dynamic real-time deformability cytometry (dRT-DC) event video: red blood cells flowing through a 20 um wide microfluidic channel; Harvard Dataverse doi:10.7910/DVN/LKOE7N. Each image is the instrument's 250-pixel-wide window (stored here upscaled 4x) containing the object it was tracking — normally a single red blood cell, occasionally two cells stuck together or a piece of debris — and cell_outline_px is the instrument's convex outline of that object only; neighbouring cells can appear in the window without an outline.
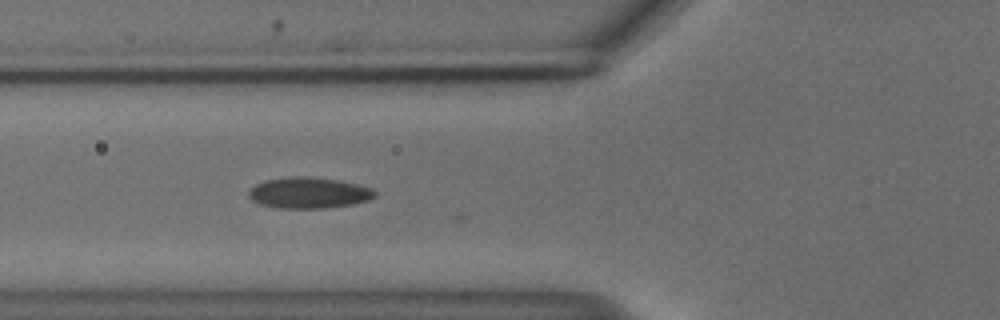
{"species": "common noctule bat (a hibernating species)", "species_latin": "Nyctalus noctula", "temperature_condition": "cold", "stored_images_in_passage": 26, "camera_frame_rate_fps": 3000, "um_per_image_px": 0.085, "animal": {"sex": "male", "body_mass_g": 18.8}, "frame": {"image": 1, "passage_image": 3, "time_ms": 0.667, "image_size_px": [1000, 320], "cell_outline_px": [[376, 196], [368, 200], [352, 204], [324, 208], [276, 208], [260, 204], [252, 200], [248, 196], [248, 192], [256, 184], [264, 180], [296, 176], [300, 176], [340, 180], [372, 188], [376, 192]], "centroid_in_image_um": [26.24, 16.39], "position_along_channel_um": 99.6, "area_um2": 22.72}}
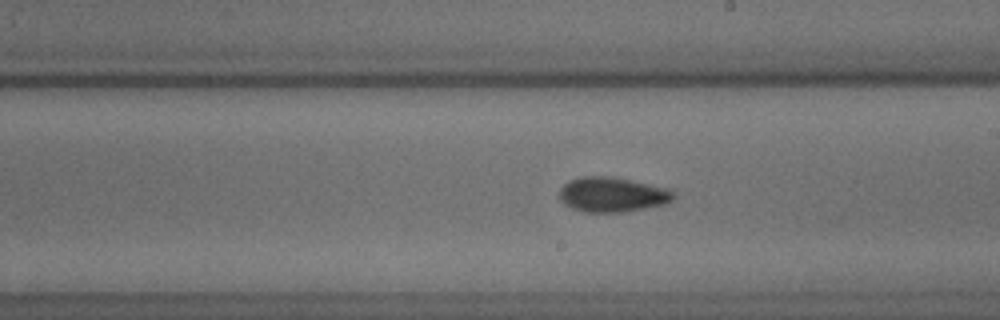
{"frame": {"image": 2, "passage_image": 14, "time_ms": 4.333, "image_size_px": [1000, 320], "cell_outline_px": [[676, 192], [672, 200], [664, 204], [624, 212], [584, 212], [572, 208], [564, 204], [560, 200], [560, 188], [568, 180], [580, 176], [612, 176], [668, 188]], "centroid_in_image_um": [52.02, 16.53], "position_along_channel_um": 237.0, "area_um2": 23.29}}
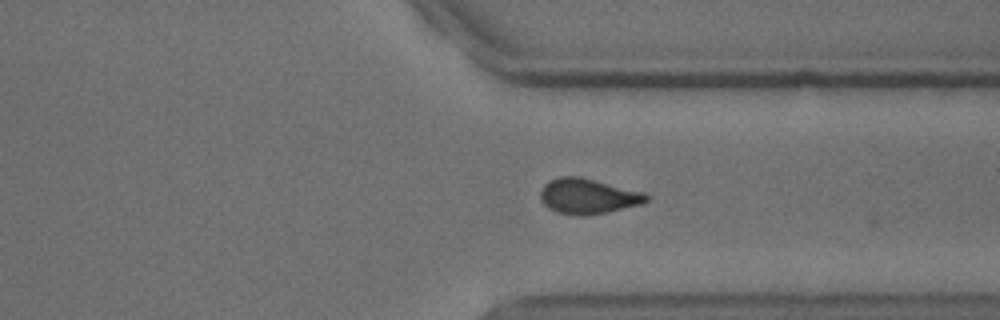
{"frame": {"image": 3, "passage_image": 24, "time_ms": 7.667, "image_size_px": [1000, 320], "cell_outline_px": [[648, 200], [644, 204], [608, 212], [584, 216], [580, 216], [556, 212], [548, 208], [540, 200], [540, 192], [544, 184], [548, 180], [560, 176], [580, 176], [644, 192], [648, 196]], "centroid_in_image_um": [49.97, 16.68], "position_along_channel_um": 361.4, "area_um2": 22.08}}